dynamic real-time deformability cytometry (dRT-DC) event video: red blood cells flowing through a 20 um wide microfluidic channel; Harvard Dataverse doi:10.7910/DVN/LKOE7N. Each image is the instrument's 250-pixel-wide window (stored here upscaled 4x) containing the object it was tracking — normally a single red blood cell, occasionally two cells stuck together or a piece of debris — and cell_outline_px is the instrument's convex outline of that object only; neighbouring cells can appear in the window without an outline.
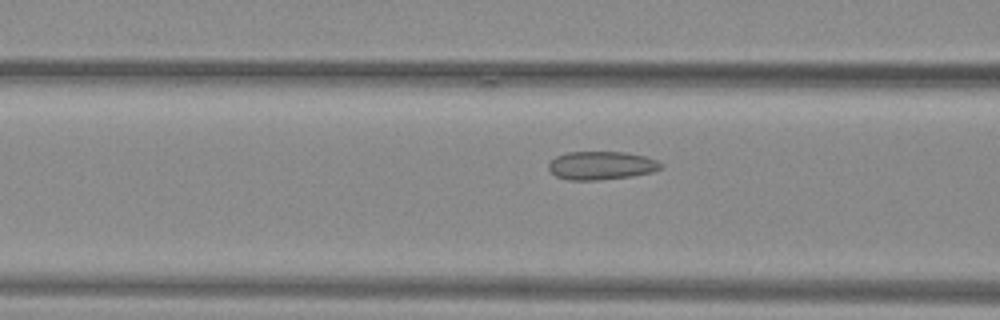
{"species": "common noctule bat (a hibernating species)", "species_latin": "Nyctalus noctula", "temperature_condition": "warm", "stored_images_in_passage": 36, "camera_frame_rate_fps": 3000, "um_per_image_px": 0.085, "animal": {"sex": "female", "body_mass_g": 29.2, "forearm_length_mm": 56.3}, "frame": {"image": 1, "passage_image": 6, "time_ms": 1.667, "image_size_px": [1000, 320], "cell_outline_px": [[664, 168], [652, 172], [632, 176], [596, 180], [568, 180], [556, 176], [548, 168], [548, 164], [556, 156], [568, 152], [624, 152], [644, 156], [656, 160], [664, 164]], "centroid_in_image_um": [51.13, 14.07], "position_along_channel_um": 115.5, "area_um2": 18.55}}
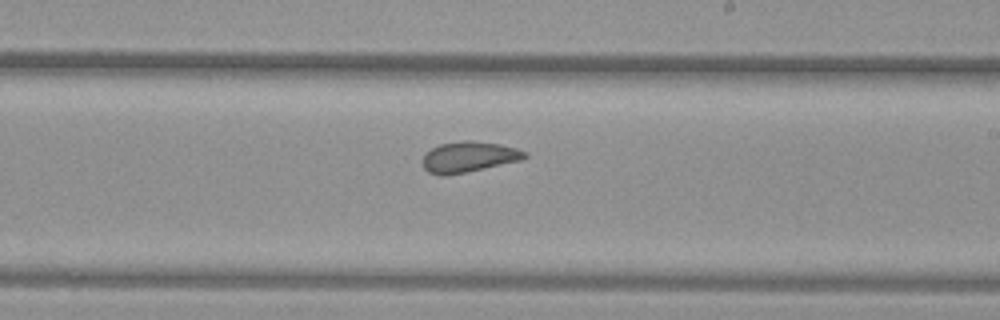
{"frame": {"image": 2, "passage_image": 16, "time_ms": 5.0, "image_size_px": [1000, 320], "cell_outline_px": [[528, 156], [520, 160], [448, 176], [440, 176], [428, 172], [424, 168], [424, 152], [440, 144], [464, 140], [472, 140], [500, 144], [516, 148], [528, 152]], "centroid_in_image_um": [39.83, 13.33], "position_along_channel_um": 249.2, "area_um2": 18.26}}
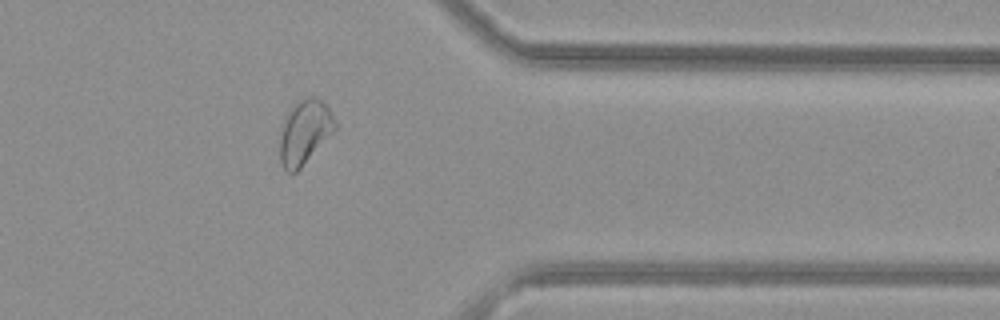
{"frame": {"image": 3, "passage_image": 27, "time_ms": 8.667, "image_size_px": [1000, 320], "cell_outline_px": [[336, 128], [300, 168], [296, 172], [288, 172], [280, 164], [280, 136], [288, 112], [300, 100], [308, 96], [316, 96], [328, 108], [336, 124]], "centroid_in_image_um": [25.88, 11.24], "position_along_channel_um": 385.5, "area_um2": 19.94}, "authors_computed_cell_mechanics": {"area_um2": 18.5538, "velocity_mm_per_s": 4.012, "shape_relaxation_time_tau1_ms": null, "shape_relaxation_time_tau2_ms": 1.2778, "deformation_change_tau1": null, "deformation_change_tau2": 0.0847}}